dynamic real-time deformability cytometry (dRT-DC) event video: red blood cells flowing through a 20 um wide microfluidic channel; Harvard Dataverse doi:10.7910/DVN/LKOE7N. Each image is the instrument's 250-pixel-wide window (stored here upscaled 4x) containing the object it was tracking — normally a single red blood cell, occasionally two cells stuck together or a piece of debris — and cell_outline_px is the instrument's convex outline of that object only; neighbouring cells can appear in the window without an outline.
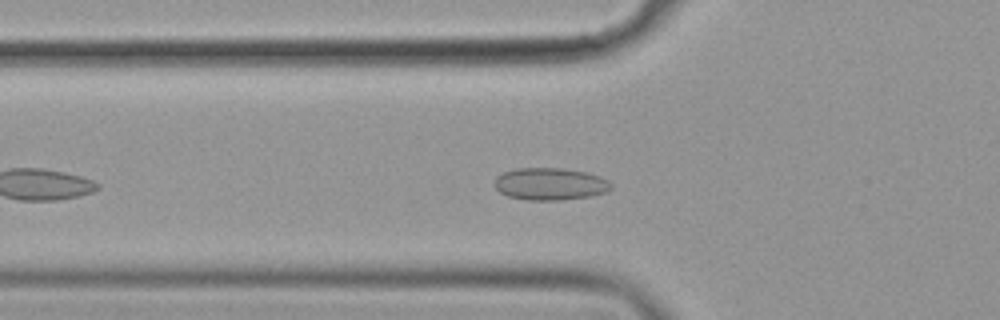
{"species": "common noctule bat (a hibernating species)", "species_latin": "Nyctalus noctula", "temperature_condition": "cold", "stored_images_in_passage": 36, "camera_frame_rate_fps": 3000, "um_per_image_px": 0.085, "animal": {"sex": "female", "body_mass_g": 19.9}, "frame": {"image": 1, "passage_image": 9, "time_ms": 2.667, "image_size_px": [1000, 320], "cell_outline_px": [[612, 188], [604, 192], [592, 196], [560, 200], [524, 200], [508, 196], [500, 192], [496, 188], [496, 176], [504, 172], [516, 168], [564, 168], [584, 172], [600, 176], [608, 180], [612, 184]], "centroid_in_image_um": [46.77, 15.64], "position_along_channel_um": 79.0, "area_um2": 21.91}}
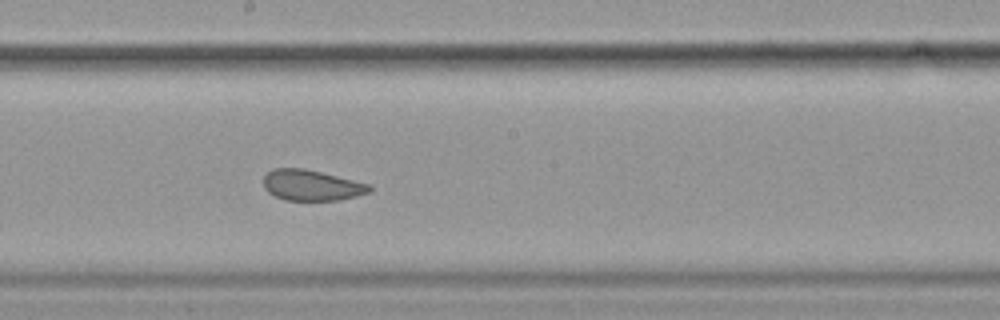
{"frame": {"image": 2, "passage_image": 21, "time_ms": 6.667, "image_size_px": [1000, 320], "cell_outline_px": [[372, 192], [356, 196], [336, 200], [284, 200], [268, 192], [264, 188], [264, 176], [268, 172], [276, 168], [304, 168], [372, 184]], "centroid_in_image_um": [26.52, 15.74], "position_along_channel_um": 221.7, "area_um2": 19.02}}
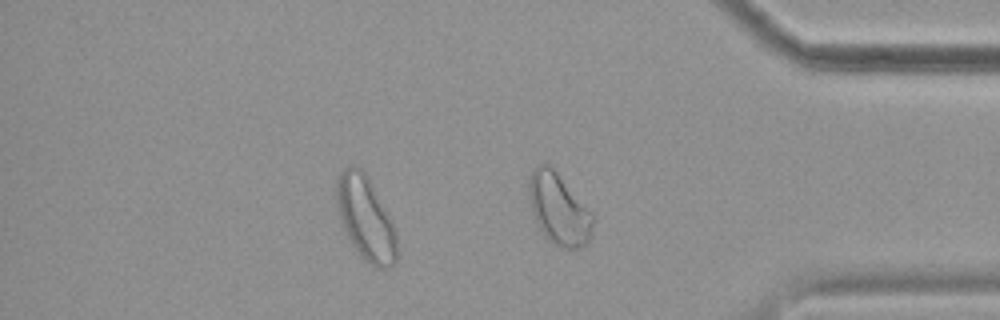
{"frame": {"image": 3, "passage_image": 36, "time_ms": 11.667, "image_size_px": [1000, 320], "cell_outline_px": [[592, 228], [588, 244], [580, 248], [560, 248], [548, 240], [544, 236], [536, 224], [532, 212], [528, 192], [528, 180], [536, 164], [548, 164], [556, 172], [592, 212]], "centroid_in_image_um": [47.47, 17.8], "position_along_channel_um": 387.7, "area_um2": 26.53}, "authors_computed_cell_mechanics": {"area_um2": 20.2878, "velocity_mm_per_s": 3.5707, "shape_relaxation_time_tau1_ms": null, "shape_relaxation_time_tau2_ms": 1.13, "deformation_change_tau1": null, "deformation_change_tau2": 0.0549}}